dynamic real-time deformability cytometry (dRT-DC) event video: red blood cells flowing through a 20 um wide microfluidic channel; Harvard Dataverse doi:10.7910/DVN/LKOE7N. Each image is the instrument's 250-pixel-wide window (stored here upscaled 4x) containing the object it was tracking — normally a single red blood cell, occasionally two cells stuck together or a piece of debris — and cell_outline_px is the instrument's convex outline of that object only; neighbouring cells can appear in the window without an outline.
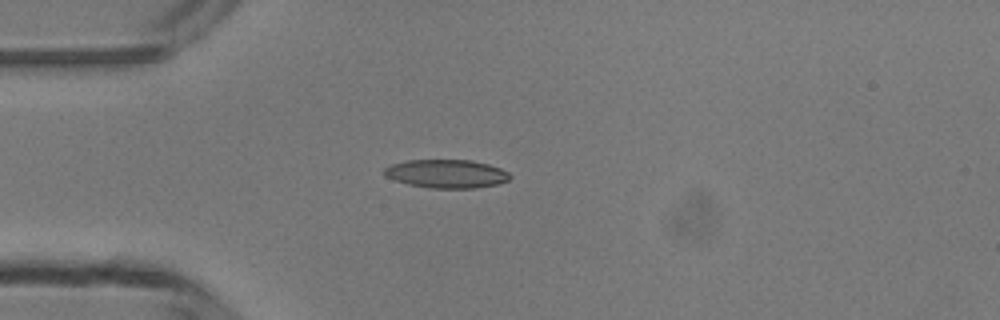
{"species": "common noctule bat (a hibernating species)", "species_latin": "Nyctalus noctula", "temperature_condition": "room temperature", "stored_images_in_passage": 4, "camera_frame_rate_fps": 3000, "um_per_image_px": 0.085, "animal": {"sex": "male", "body_mass_g": 13.3}, "frame": {"image": 1, "passage_image": 3, "time_ms": 2.333, "image_size_px": [1000, 320], "cell_outline_px": [[512, 176], [508, 180], [496, 184], [476, 188], [428, 188], [408, 184], [384, 176], [384, 168], [392, 164], [408, 160], [472, 160], [488, 164], [500, 168], [508, 172]], "centroid_in_image_um": [37.95, 14.77], "position_along_channel_um": 47.0, "area_um2": 20.81}}